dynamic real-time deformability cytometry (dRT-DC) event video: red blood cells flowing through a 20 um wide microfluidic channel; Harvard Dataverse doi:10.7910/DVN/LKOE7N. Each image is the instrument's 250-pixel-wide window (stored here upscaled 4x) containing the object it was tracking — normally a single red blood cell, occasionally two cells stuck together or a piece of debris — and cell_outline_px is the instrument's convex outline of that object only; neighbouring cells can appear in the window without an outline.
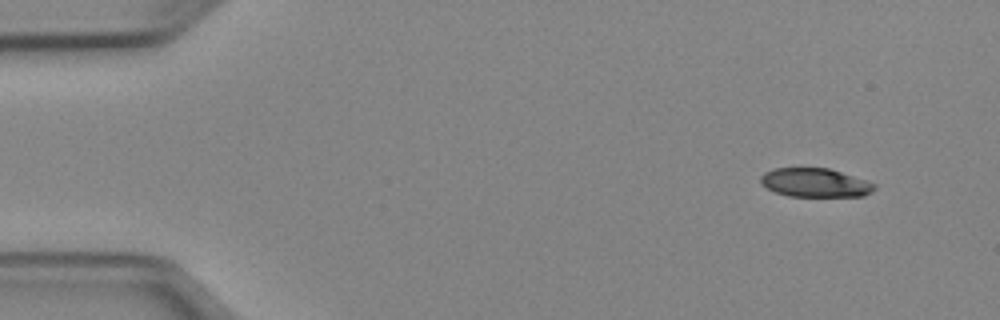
{"species": "Egyptian fruit bat (a non-hibernating species)", "species_latin": "Rousettus aegyptiacus", "temperature_condition": "cold", "stored_images_in_passage": 13, "camera_frame_rate_fps": 3000, "um_per_image_px": 0.085, "animal": {"sex": "female"}, "frame": {"image": 1, "passage_image": 1, "time_ms": 0.0, "image_size_px": [1000, 320], "cell_outline_px": [[876, 188], [872, 192], [864, 196], [788, 196], [776, 192], [760, 184], [760, 176], [764, 172], [772, 168], [828, 168], [876, 184]], "centroid_in_image_um": [69.25, 15.53], "position_along_channel_um": 15.7, "area_um2": 19.02}}
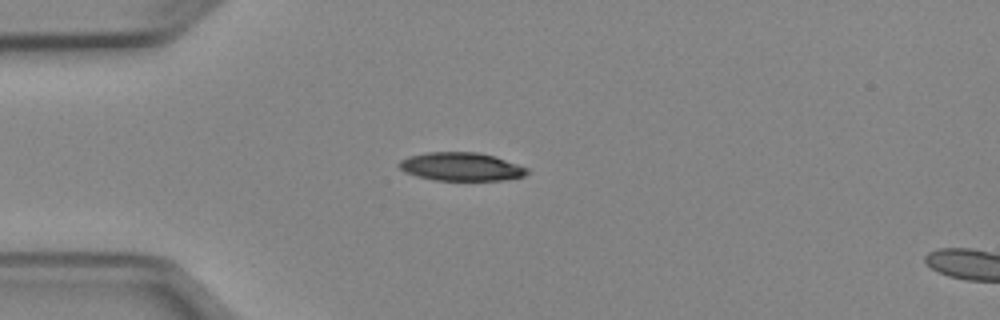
{"frame": {"image": 2, "passage_image": 10, "time_ms": 3.0, "image_size_px": [1000, 320], "cell_outline_px": [[528, 172], [524, 176], [504, 180], [432, 180], [416, 176], [404, 172], [396, 164], [400, 160], [408, 156], [428, 152], [476, 152], [496, 156], [528, 168]], "centroid_in_image_um": [39.17, 14.16], "position_along_channel_um": 45.8, "area_um2": 21.27}}